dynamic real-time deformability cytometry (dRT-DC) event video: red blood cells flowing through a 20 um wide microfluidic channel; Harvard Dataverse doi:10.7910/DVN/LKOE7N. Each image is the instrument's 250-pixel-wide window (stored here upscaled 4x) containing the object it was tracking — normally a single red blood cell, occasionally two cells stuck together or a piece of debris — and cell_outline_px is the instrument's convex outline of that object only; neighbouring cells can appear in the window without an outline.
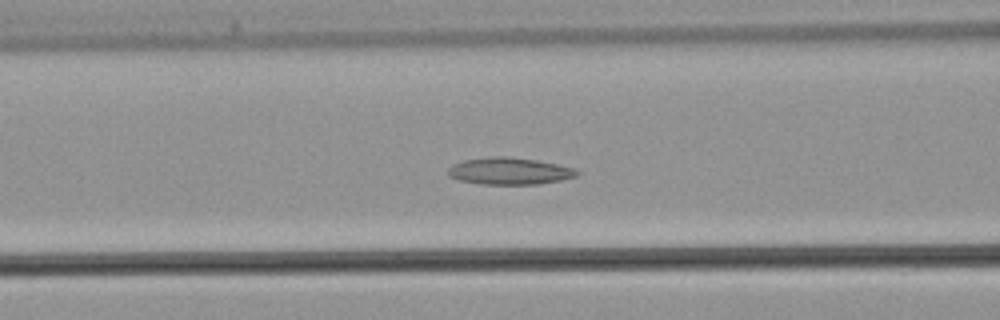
{"species": "common noctule bat (a hibernating species)", "species_latin": "Nyctalus noctula", "temperature_condition": "warm", "stored_images_in_passage": 44, "camera_frame_rate_fps": 3000, "um_per_image_px": 0.085, "animal": {"sex": "male", "body_mass_g": 21.5, "forearm_length_mm": 52.0}, "frame": {"image": 1, "passage_image": 16, "time_ms": 5.0, "image_size_px": [1000, 320], "cell_outline_px": [[580, 172], [576, 176], [560, 180], [540, 184], [480, 184], [460, 180], [448, 176], [448, 168], [452, 164], [464, 160], [492, 156], [508, 156], [536, 160], [556, 164], [572, 168]], "centroid_in_image_um": [43.27, 14.54], "position_along_channel_um": 123.3, "area_um2": 20.17}}
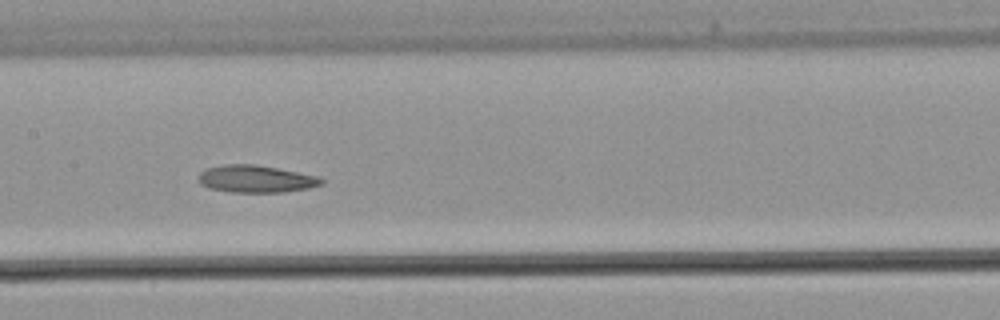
{"frame": {"image": 2, "passage_image": 20, "time_ms": 6.333, "image_size_px": [1000, 320], "cell_outline_px": [[324, 184], [308, 188], [284, 192], [228, 192], [208, 188], [200, 184], [200, 172], [208, 168], [228, 164], [256, 164], [320, 176], [324, 180]], "centroid_in_image_um": [21.8, 15.21], "position_along_channel_um": 185.6, "area_um2": 19.59}}
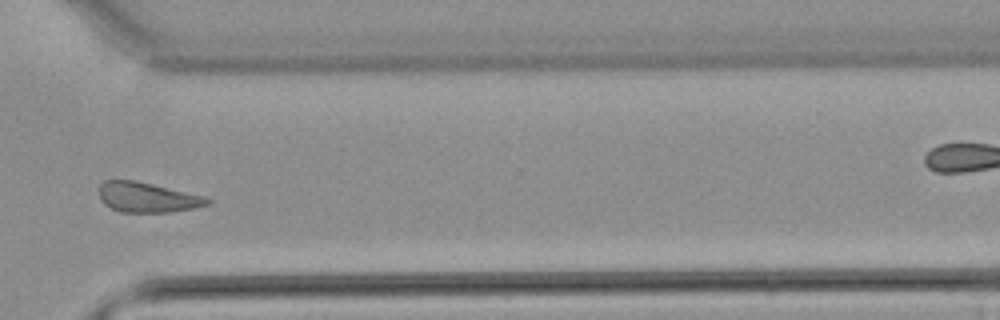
{"frame": {"image": 3, "passage_image": 31, "time_ms": 10.0, "image_size_px": [1000, 320], "cell_outline_px": [[212, 204], [172, 212], [120, 212], [104, 204], [100, 196], [100, 184], [104, 180], [132, 180], [208, 196], [212, 200]], "centroid_in_image_um": [12.58, 16.78], "position_along_channel_um": 358.0, "area_um2": 18.96}}